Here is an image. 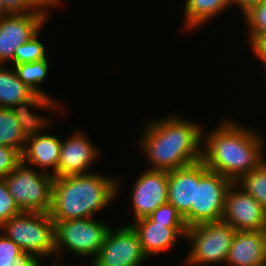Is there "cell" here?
I'll return each mask as SVG.
<instances>
[{
  "instance_id": "484cf974",
  "label": "cell",
  "mask_w": 266,
  "mask_h": 266,
  "mask_svg": "<svg viewBox=\"0 0 266 266\" xmlns=\"http://www.w3.org/2000/svg\"><path fill=\"white\" fill-rule=\"evenodd\" d=\"M41 30L16 49L14 64L36 62L47 58L45 46L38 39Z\"/></svg>"
},
{
  "instance_id": "e575fe53",
  "label": "cell",
  "mask_w": 266,
  "mask_h": 266,
  "mask_svg": "<svg viewBox=\"0 0 266 266\" xmlns=\"http://www.w3.org/2000/svg\"><path fill=\"white\" fill-rule=\"evenodd\" d=\"M263 233H264L265 238H266V217H265V222H264V227H263Z\"/></svg>"
},
{
  "instance_id": "ffe728a7",
  "label": "cell",
  "mask_w": 266,
  "mask_h": 266,
  "mask_svg": "<svg viewBox=\"0 0 266 266\" xmlns=\"http://www.w3.org/2000/svg\"><path fill=\"white\" fill-rule=\"evenodd\" d=\"M0 65V107L12 108L30 98L34 92L19 79L15 68Z\"/></svg>"
},
{
  "instance_id": "7402d4cb",
  "label": "cell",
  "mask_w": 266,
  "mask_h": 266,
  "mask_svg": "<svg viewBox=\"0 0 266 266\" xmlns=\"http://www.w3.org/2000/svg\"><path fill=\"white\" fill-rule=\"evenodd\" d=\"M9 66L15 68L19 79H21L34 93L41 94L45 97H51L50 95L48 96L47 92L45 93L40 86L48 76L49 62L47 58L36 62Z\"/></svg>"
},
{
  "instance_id": "d6a6232c",
  "label": "cell",
  "mask_w": 266,
  "mask_h": 266,
  "mask_svg": "<svg viewBox=\"0 0 266 266\" xmlns=\"http://www.w3.org/2000/svg\"><path fill=\"white\" fill-rule=\"evenodd\" d=\"M10 13L5 9L3 3H2V0H0V19L2 17H5L7 15H9Z\"/></svg>"
},
{
  "instance_id": "30bf717a",
  "label": "cell",
  "mask_w": 266,
  "mask_h": 266,
  "mask_svg": "<svg viewBox=\"0 0 266 266\" xmlns=\"http://www.w3.org/2000/svg\"><path fill=\"white\" fill-rule=\"evenodd\" d=\"M48 16L35 10L26 13H10L0 19V65H14V55L19 45L27 42L43 28Z\"/></svg>"
},
{
  "instance_id": "3957f363",
  "label": "cell",
  "mask_w": 266,
  "mask_h": 266,
  "mask_svg": "<svg viewBox=\"0 0 266 266\" xmlns=\"http://www.w3.org/2000/svg\"><path fill=\"white\" fill-rule=\"evenodd\" d=\"M118 181L94 172L54 178L51 219L66 221L94 217L118 195L121 187Z\"/></svg>"
},
{
  "instance_id": "5bb4252c",
  "label": "cell",
  "mask_w": 266,
  "mask_h": 266,
  "mask_svg": "<svg viewBox=\"0 0 266 266\" xmlns=\"http://www.w3.org/2000/svg\"><path fill=\"white\" fill-rule=\"evenodd\" d=\"M208 170L201 160L168 172V202L184 217L195 205L196 182Z\"/></svg>"
},
{
  "instance_id": "83f0119b",
  "label": "cell",
  "mask_w": 266,
  "mask_h": 266,
  "mask_svg": "<svg viewBox=\"0 0 266 266\" xmlns=\"http://www.w3.org/2000/svg\"><path fill=\"white\" fill-rule=\"evenodd\" d=\"M148 218L155 223L167 224V227H187L182 215L169 202L156 208Z\"/></svg>"
},
{
  "instance_id": "7a4b0ae2",
  "label": "cell",
  "mask_w": 266,
  "mask_h": 266,
  "mask_svg": "<svg viewBox=\"0 0 266 266\" xmlns=\"http://www.w3.org/2000/svg\"><path fill=\"white\" fill-rule=\"evenodd\" d=\"M218 125L203 135L202 161L208 170L235 183L266 159L264 138L236 121L223 120Z\"/></svg>"
},
{
  "instance_id": "d590c367",
  "label": "cell",
  "mask_w": 266,
  "mask_h": 266,
  "mask_svg": "<svg viewBox=\"0 0 266 266\" xmlns=\"http://www.w3.org/2000/svg\"><path fill=\"white\" fill-rule=\"evenodd\" d=\"M262 64H264V69H265V71H266V63H262ZM265 74H266V72H265ZM265 78H266V76H265Z\"/></svg>"
},
{
  "instance_id": "ac0fdd59",
  "label": "cell",
  "mask_w": 266,
  "mask_h": 266,
  "mask_svg": "<svg viewBox=\"0 0 266 266\" xmlns=\"http://www.w3.org/2000/svg\"><path fill=\"white\" fill-rule=\"evenodd\" d=\"M58 107H60V104L58 101H55V99L34 93L30 98L19 102L11 109L17 118L23 135L27 139L42 133V129L44 130L46 128L45 126H49L50 122L48 117H42L41 115L34 113L32 110L35 108L57 110L56 108Z\"/></svg>"
},
{
  "instance_id": "f546056e",
  "label": "cell",
  "mask_w": 266,
  "mask_h": 266,
  "mask_svg": "<svg viewBox=\"0 0 266 266\" xmlns=\"http://www.w3.org/2000/svg\"><path fill=\"white\" fill-rule=\"evenodd\" d=\"M21 162V154L14 148L0 145V180Z\"/></svg>"
},
{
  "instance_id": "52a82bcc",
  "label": "cell",
  "mask_w": 266,
  "mask_h": 266,
  "mask_svg": "<svg viewBox=\"0 0 266 266\" xmlns=\"http://www.w3.org/2000/svg\"><path fill=\"white\" fill-rule=\"evenodd\" d=\"M95 217L54 221L55 258L67 249L76 256L92 258L98 255L110 226ZM66 248V249H65ZM59 253V254H57Z\"/></svg>"
},
{
  "instance_id": "4dcf8cb0",
  "label": "cell",
  "mask_w": 266,
  "mask_h": 266,
  "mask_svg": "<svg viewBox=\"0 0 266 266\" xmlns=\"http://www.w3.org/2000/svg\"><path fill=\"white\" fill-rule=\"evenodd\" d=\"M250 46L257 59L266 63V33L261 34Z\"/></svg>"
},
{
  "instance_id": "603a6c76",
  "label": "cell",
  "mask_w": 266,
  "mask_h": 266,
  "mask_svg": "<svg viewBox=\"0 0 266 266\" xmlns=\"http://www.w3.org/2000/svg\"><path fill=\"white\" fill-rule=\"evenodd\" d=\"M39 259L21 248L3 233L0 234V266H37Z\"/></svg>"
},
{
  "instance_id": "ba28073f",
  "label": "cell",
  "mask_w": 266,
  "mask_h": 266,
  "mask_svg": "<svg viewBox=\"0 0 266 266\" xmlns=\"http://www.w3.org/2000/svg\"><path fill=\"white\" fill-rule=\"evenodd\" d=\"M232 183L225 176L207 170L196 182L195 205L183 217L186 226L221 221L226 193Z\"/></svg>"
},
{
  "instance_id": "8fae6325",
  "label": "cell",
  "mask_w": 266,
  "mask_h": 266,
  "mask_svg": "<svg viewBox=\"0 0 266 266\" xmlns=\"http://www.w3.org/2000/svg\"><path fill=\"white\" fill-rule=\"evenodd\" d=\"M241 189V190H240ZM266 210L236 183L227 190L222 221L236 231H263Z\"/></svg>"
},
{
  "instance_id": "8992f818",
  "label": "cell",
  "mask_w": 266,
  "mask_h": 266,
  "mask_svg": "<svg viewBox=\"0 0 266 266\" xmlns=\"http://www.w3.org/2000/svg\"><path fill=\"white\" fill-rule=\"evenodd\" d=\"M236 230L221 221L197 224L187 228L185 239L190 250L185 258L187 265L226 264Z\"/></svg>"
},
{
  "instance_id": "7c38bea8",
  "label": "cell",
  "mask_w": 266,
  "mask_h": 266,
  "mask_svg": "<svg viewBox=\"0 0 266 266\" xmlns=\"http://www.w3.org/2000/svg\"><path fill=\"white\" fill-rule=\"evenodd\" d=\"M132 190L131 206L135 221L148 217L168 202V172L147 169L137 178Z\"/></svg>"
},
{
  "instance_id": "4fadbf2b",
  "label": "cell",
  "mask_w": 266,
  "mask_h": 266,
  "mask_svg": "<svg viewBox=\"0 0 266 266\" xmlns=\"http://www.w3.org/2000/svg\"><path fill=\"white\" fill-rule=\"evenodd\" d=\"M69 136L61 143L56 177L90 173L91 164L99 157L97 147L84 133L76 131Z\"/></svg>"
},
{
  "instance_id": "6da1fadb",
  "label": "cell",
  "mask_w": 266,
  "mask_h": 266,
  "mask_svg": "<svg viewBox=\"0 0 266 266\" xmlns=\"http://www.w3.org/2000/svg\"><path fill=\"white\" fill-rule=\"evenodd\" d=\"M168 115L147 122L139 142L149 170L172 171L202 160L203 130L199 123Z\"/></svg>"
},
{
  "instance_id": "4316f807",
  "label": "cell",
  "mask_w": 266,
  "mask_h": 266,
  "mask_svg": "<svg viewBox=\"0 0 266 266\" xmlns=\"http://www.w3.org/2000/svg\"><path fill=\"white\" fill-rule=\"evenodd\" d=\"M2 3L9 13H26L38 10L48 15V9L59 6L62 0H2Z\"/></svg>"
},
{
  "instance_id": "f1b7e54d",
  "label": "cell",
  "mask_w": 266,
  "mask_h": 266,
  "mask_svg": "<svg viewBox=\"0 0 266 266\" xmlns=\"http://www.w3.org/2000/svg\"><path fill=\"white\" fill-rule=\"evenodd\" d=\"M21 212L14 198L10 195L5 180H0V226Z\"/></svg>"
},
{
  "instance_id": "9c48e42d",
  "label": "cell",
  "mask_w": 266,
  "mask_h": 266,
  "mask_svg": "<svg viewBox=\"0 0 266 266\" xmlns=\"http://www.w3.org/2000/svg\"><path fill=\"white\" fill-rule=\"evenodd\" d=\"M147 258L137 233L129 224H125L116 230L110 228L98 255L90 265L142 266Z\"/></svg>"
},
{
  "instance_id": "cb8c5ba5",
  "label": "cell",
  "mask_w": 266,
  "mask_h": 266,
  "mask_svg": "<svg viewBox=\"0 0 266 266\" xmlns=\"http://www.w3.org/2000/svg\"><path fill=\"white\" fill-rule=\"evenodd\" d=\"M235 183L246 193L254 197L266 210V159Z\"/></svg>"
},
{
  "instance_id": "e0dca14e",
  "label": "cell",
  "mask_w": 266,
  "mask_h": 266,
  "mask_svg": "<svg viewBox=\"0 0 266 266\" xmlns=\"http://www.w3.org/2000/svg\"><path fill=\"white\" fill-rule=\"evenodd\" d=\"M43 133L26 139L25 147L21 153V161L25 164L28 163V166L42 167L44 172L46 171L56 178L62 139L56 135ZM49 168H52V171H48Z\"/></svg>"
},
{
  "instance_id": "836d02e7",
  "label": "cell",
  "mask_w": 266,
  "mask_h": 266,
  "mask_svg": "<svg viewBox=\"0 0 266 266\" xmlns=\"http://www.w3.org/2000/svg\"><path fill=\"white\" fill-rule=\"evenodd\" d=\"M37 266H45V265H43L42 261L39 260ZM48 266H68V265H64L62 263L60 264L59 261L58 262L55 261V262L52 263V265H48Z\"/></svg>"
},
{
  "instance_id": "d6986e66",
  "label": "cell",
  "mask_w": 266,
  "mask_h": 266,
  "mask_svg": "<svg viewBox=\"0 0 266 266\" xmlns=\"http://www.w3.org/2000/svg\"><path fill=\"white\" fill-rule=\"evenodd\" d=\"M232 6L231 0H186L184 28L194 30ZM223 11V12H222Z\"/></svg>"
},
{
  "instance_id": "2e32d148",
  "label": "cell",
  "mask_w": 266,
  "mask_h": 266,
  "mask_svg": "<svg viewBox=\"0 0 266 266\" xmlns=\"http://www.w3.org/2000/svg\"><path fill=\"white\" fill-rule=\"evenodd\" d=\"M266 262V238L263 231H236L226 266H257Z\"/></svg>"
},
{
  "instance_id": "277c9868",
  "label": "cell",
  "mask_w": 266,
  "mask_h": 266,
  "mask_svg": "<svg viewBox=\"0 0 266 266\" xmlns=\"http://www.w3.org/2000/svg\"><path fill=\"white\" fill-rule=\"evenodd\" d=\"M0 229L23 252L32 253L39 260L55 255L54 221L47 213L21 212L4 222Z\"/></svg>"
},
{
  "instance_id": "d4e9b609",
  "label": "cell",
  "mask_w": 266,
  "mask_h": 266,
  "mask_svg": "<svg viewBox=\"0 0 266 266\" xmlns=\"http://www.w3.org/2000/svg\"><path fill=\"white\" fill-rule=\"evenodd\" d=\"M250 45L263 33H266V0L250 7L244 14Z\"/></svg>"
},
{
  "instance_id": "8d00e7d4",
  "label": "cell",
  "mask_w": 266,
  "mask_h": 266,
  "mask_svg": "<svg viewBox=\"0 0 266 266\" xmlns=\"http://www.w3.org/2000/svg\"><path fill=\"white\" fill-rule=\"evenodd\" d=\"M257 266H266V262H264L263 264L257 265Z\"/></svg>"
},
{
  "instance_id": "44dd1931",
  "label": "cell",
  "mask_w": 266,
  "mask_h": 266,
  "mask_svg": "<svg viewBox=\"0 0 266 266\" xmlns=\"http://www.w3.org/2000/svg\"><path fill=\"white\" fill-rule=\"evenodd\" d=\"M26 138L11 108L0 107V145L16 149L20 154Z\"/></svg>"
},
{
  "instance_id": "5b68a950",
  "label": "cell",
  "mask_w": 266,
  "mask_h": 266,
  "mask_svg": "<svg viewBox=\"0 0 266 266\" xmlns=\"http://www.w3.org/2000/svg\"><path fill=\"white\" fill-rule=\"evenodd\" d=\"M54 177L20 162L6 177L10 195L22 212L47 213L51 209Z\"/></svg>"
},
{
  "instance_id": "9a60e30c",
  "label": "cell",
  "mask_w": 266,
  "mask_h": 266,
  "mask_svg": "<svg viewBox=\"0 0 266 266\" xmlns=\"http://www.w3.org/2000/svg\"><path fill=\"white\" fill-rule=\"evenodd\" d=\"M137 233L142 250L147 257L164 253L175 246L179 239L185 240L188 227H167V224L155 223L148 217L129 224Z\"/></svg>"
},
{
  "instance_id": "1f68e13d",
  "label": "cell",
  "mask_w": 266,
  "mask_h": 266,
  "mask_svg": "<svg viewBox=\"0 0 266 266\" xmlns=\"http://www.w3.org/2000/svg\"><path fill=\"white\" fill-rule=\"evenodd\" d=\"M232 4L238 5L239 9L242 11L241 13H245L250 7L259 3L262 0H231Z\"/></svg>"
}]
</instances>
